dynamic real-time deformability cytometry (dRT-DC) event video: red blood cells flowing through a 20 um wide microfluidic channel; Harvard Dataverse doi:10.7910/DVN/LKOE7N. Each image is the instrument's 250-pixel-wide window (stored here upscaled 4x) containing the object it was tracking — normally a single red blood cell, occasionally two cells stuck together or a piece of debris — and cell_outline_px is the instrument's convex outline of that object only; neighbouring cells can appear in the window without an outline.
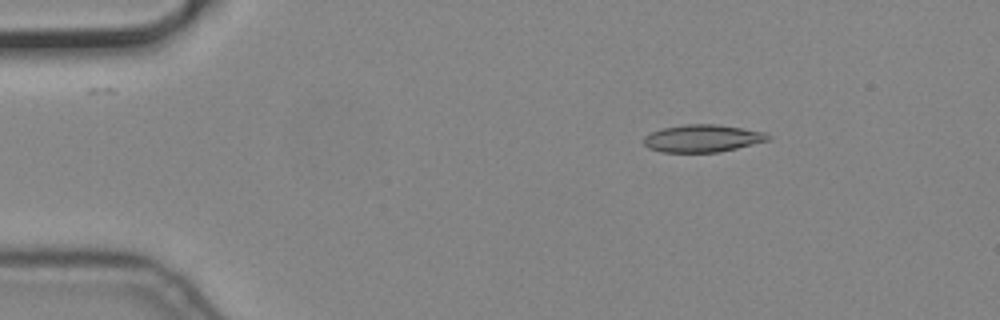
{"species": "common noctule bat (a hibernating species)", "species_latin": "Nyctalus noctula", "temperature_condition": "cold", "stored_images_in_passage": 5, "camera_frame_rate_fps": 3000, "um_per_image_px": 0.085, "animal": {"sex": "male", "body_mass_g": 19.2, "forearm_length_mm": 51.8}, "frame": {"image": 1, "passage_image": 3, "time_ms": 0.667, "image_size_px": [1000, 320], "cell_outline_px": [[772, 136], [768, 140], [736, 148], [716, 152], [660, 152], [648, 148], [644, 144], [644, 136], [652, 132], [664, 128], [684, 124], [716, 124], [764, 132]], "centroid_in_image_um": [59.68, 11.76], "position_along_channel_um": 25.3, "area_um2": 19.65}}